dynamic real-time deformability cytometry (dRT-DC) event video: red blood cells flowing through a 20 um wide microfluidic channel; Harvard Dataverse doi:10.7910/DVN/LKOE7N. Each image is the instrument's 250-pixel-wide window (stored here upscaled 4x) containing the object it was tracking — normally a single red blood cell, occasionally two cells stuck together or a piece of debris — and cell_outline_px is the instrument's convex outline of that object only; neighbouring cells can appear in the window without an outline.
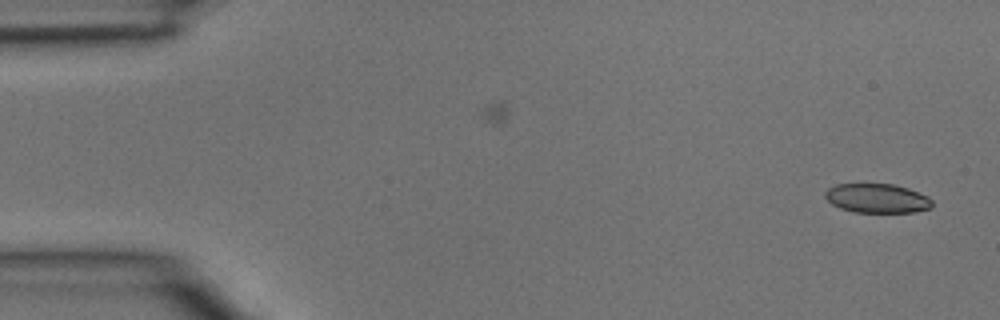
{"species": "common noctule bat (a hibernating species)", "species_latin": "Nyctalus noctula", "temperature_condition": "room temperature", "stored_images_in_passage": 2, "camera_frame_rate_fps": 3000, "um_per_image_px": 0.085, "animal": {"sex": "male", "body_mass_g": 15.6}, "frame": {"image": 1, "passage_image": 2, "time_ms": 0.333, "image_size_px": [1000, 320], "cell_outline_px": [[932, 208], [912, 212], [852, 212], [840, 208], [832, 204], [824, 196], [824, 192], [828, 188], [836, 184], [892, 184], [908, 188], [928, 196], [932, 200]], "centroid_in_image_um": [74.54, 16.85], "position_along_channel_um": 10.5, "area_um2": 18.26}}